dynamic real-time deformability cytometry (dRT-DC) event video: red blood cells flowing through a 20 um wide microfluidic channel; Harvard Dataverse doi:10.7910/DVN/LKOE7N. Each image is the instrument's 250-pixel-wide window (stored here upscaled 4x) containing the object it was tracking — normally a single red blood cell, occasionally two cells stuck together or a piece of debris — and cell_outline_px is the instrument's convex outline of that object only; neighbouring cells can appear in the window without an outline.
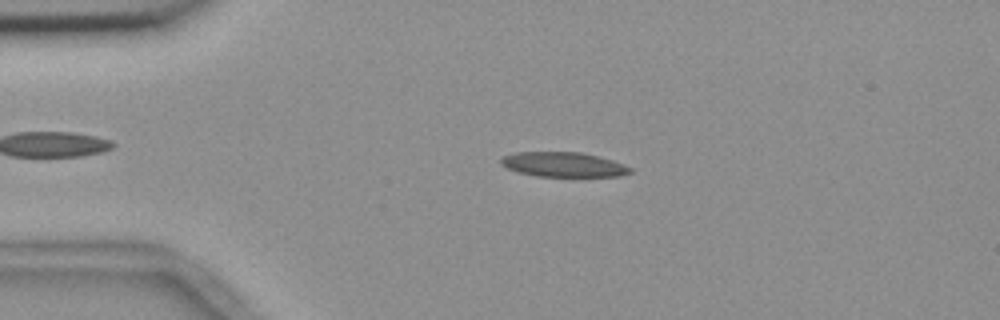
{"species": "common noctule bat (a hibernating species)", "species_latin": "Nyctalus noctula", "temperature_condition": "room temperature", "stored_images_in_passage": 39, "camera_frame_rate_fps": 3000, "um_per_image_px": 0.085, "animal": {"sex": "female", "body_mass_g": 18.4}, "frame": {"image": 1, "passage_image": 4, "time_ms": 1.0, "image_size_px": [1000, 320], "cell_outline_px": [[632, 172], [620, 176], [536, 176], [520, 172], [508, 168], [500, 164], [500, 160], [504, 156], [516, 152], [580, 152], [612, 160], [624, 164], [632, 168]], "centroid_in_image_um": [47.9, 13.98], "position_along_channel_um": 37.1, "area_um2": 18.44}}
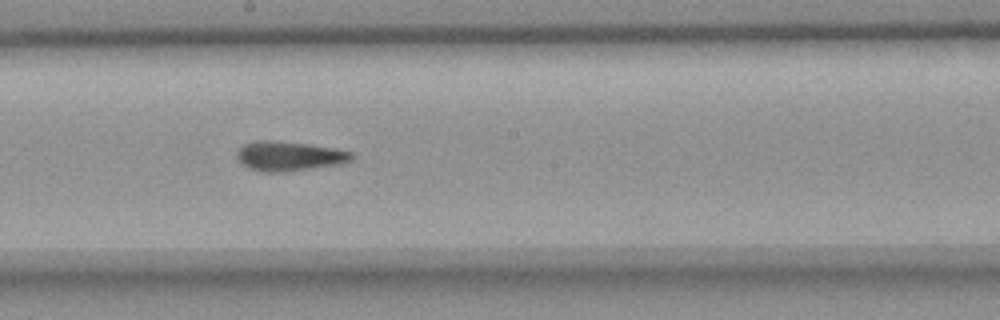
{"frame": {"image": 2, "passage_image": 22, "time_ms": 7.0, "image_size_px": [1000, 320], "cell_outline_px": [[352, 160], [344, 164], [284, 172], [264, 172], [248, 168], [236, 156], [236, 152], [244, 144], [256, 140], [268, 140], [308, 144], [336, 148], [352, 152]], "centroid_in_image_um": [24.61, 13.27], "position_along_channel_um": 223.6, "area_um2": 19.83}}
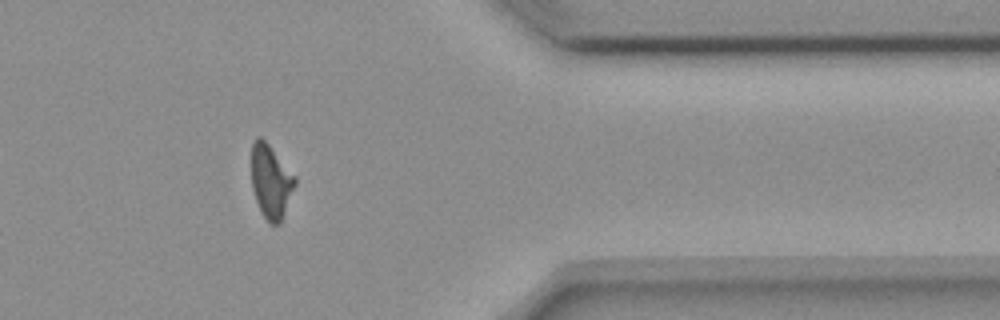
{"frame": {"image": 3, "passage_image": 37, "time_ms": 12.0, "image_size_px": [1000, 320], "cell_outline_px": [[296, 184], [280, 224], [268, 224], [256, 200], [252, 188], [252, 144], [256, 136], [260, 136], [268, 144], [296, 176]], "centroid_in_image_um": [23.03, 15.43], "position_along_channel_um": 388.4, "area_um2": 18.55}, "authors_computed_cell_mechanics": {"area_um2": 19.1318, "velocity_mm_per_s": 3.6752, "shape_relaxation_time_tau1_ms": 8.4688, "shape_relaxation_time_tau2_ms": 2.4765, "deformation_change_tau1": 0.2147, "deformation_change_tau2": 0.0995}}